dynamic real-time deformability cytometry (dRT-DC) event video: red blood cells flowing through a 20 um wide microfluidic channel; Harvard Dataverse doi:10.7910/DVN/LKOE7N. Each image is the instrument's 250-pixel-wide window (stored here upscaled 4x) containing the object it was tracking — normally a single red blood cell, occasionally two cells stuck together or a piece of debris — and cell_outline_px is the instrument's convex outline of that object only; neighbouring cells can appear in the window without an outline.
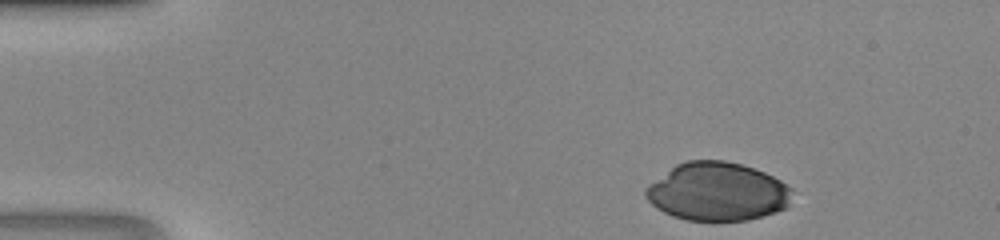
{"species": "human", "species_latin": "Homo sapiens", "temperature_condition": "room temperature", "stored_images_in_passage": 34, "camera_frame_rate_fps": 3000, "um_per_image_px": 0.085, "donor": {"sex": "male"}, "frame": {"image": 1, "passage_image": 1, "time_ms": 0.0, "image_size_px": [1000, 240], "cell_outline_px": [[792, 188], [788, 204], [784, 208], [776, 212], [748, 220], [688, 220], [672, 216], [656, 208], [644, 196], [644, 192], [648, 184], [676, 164], [688, 160], [724, 160], [740, 164], [764, 172], [780, 180]], "centroid_in_image_um": [60.95, 16.29], "position_along_channel_um": 24.1, "area_um2": 49.59}}